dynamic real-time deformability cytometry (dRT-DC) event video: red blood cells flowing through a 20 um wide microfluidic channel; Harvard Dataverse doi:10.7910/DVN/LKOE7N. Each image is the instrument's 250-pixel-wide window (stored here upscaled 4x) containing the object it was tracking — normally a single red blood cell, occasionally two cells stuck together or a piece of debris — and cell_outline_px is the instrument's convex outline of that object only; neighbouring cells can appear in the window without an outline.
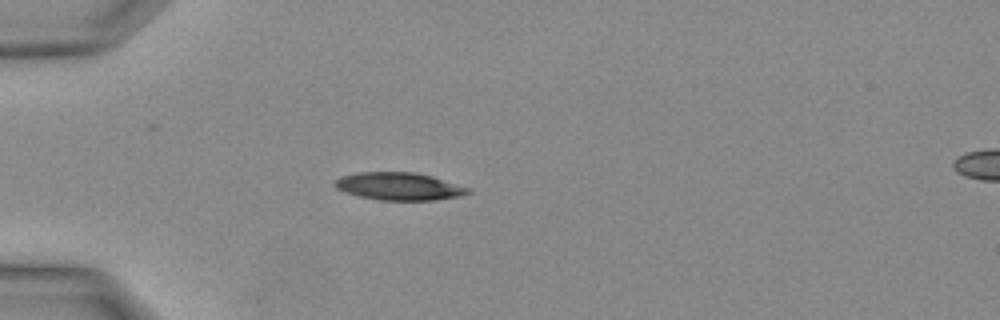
{"species": "Egyptian fruit bat (a non-hibernating species)", "species_latin": "Rousettus aegyptiacus", "temperature_condition": "warm", "stored_images_in_passage": 19, "camera_frame_rate_fps": 3000, "um_per_image_px": 0.085, "animal": {"sex": "female"}, "frame": {"image": 1, "passage_image": 6, "time_ms": 1.667, "image_size_px": [1000, 320], "cell_outline_px": [[472, 192], [460, 196], [436, 200], [380, 200], [360, 196], [336, 188], [332, 184], [340, 176], [360, 172], [416, 172], [432, 176], [468, 188]], "centroid_in_image_um": [33.91, 15.83], "position_along_channel_um": 51.1, "area_um2": 21.27}}
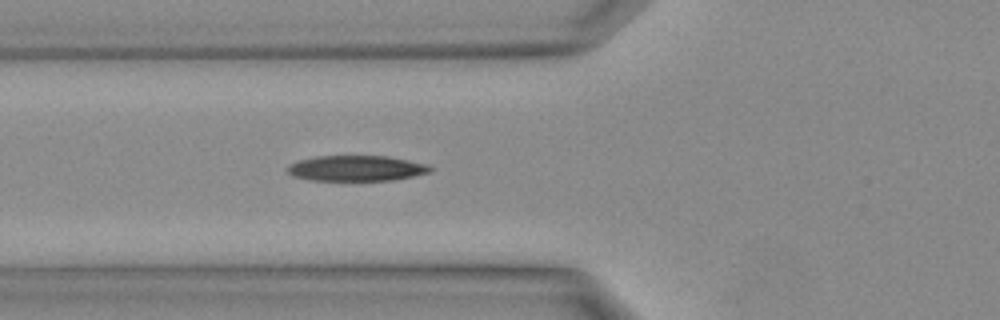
{"frame": {"image": 2, "passage_image": 9, "time_ms": 2.667, "image_size_px": [1000, 320], "cell_outline_px": [[432, 172], [392, 180], [308, 180], [292, 176], [288, 172], [288, 164], [296, 160], [316, 156], [388, 156], [428, 164], [432, 168]], "centroid_in_image_um": [30.26, 14.3], "position_along_channel_um": 95.5, "area_um2": 21.33}}
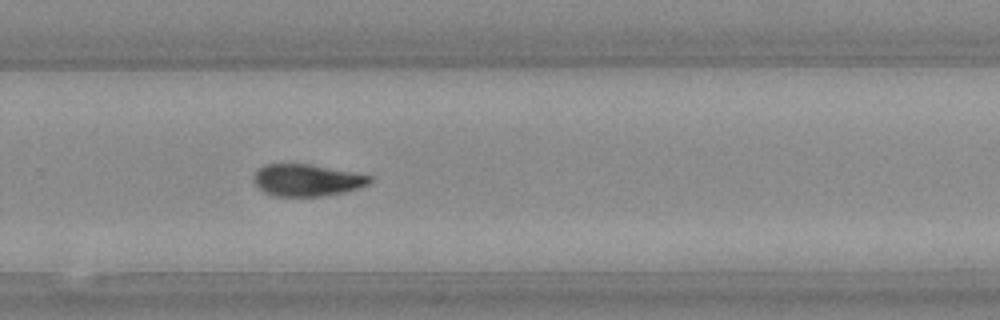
{"frame": {"image": 3, "passage_image": 19, "time_ms": 6.0, "image_size_px": [1000, 320], "cell_outline_px": [[372, 180], [368, 184], [344, 192], [324, 196], [272, 196], [264, 192], [252, 180], [252, 176], [264, 164], [308, 164], [352, 172], [372, 176]], "centroid_in_image_um": [26.05, 15.32], "position_along_channel_um": 303.7, "area_um2": 21.44}}